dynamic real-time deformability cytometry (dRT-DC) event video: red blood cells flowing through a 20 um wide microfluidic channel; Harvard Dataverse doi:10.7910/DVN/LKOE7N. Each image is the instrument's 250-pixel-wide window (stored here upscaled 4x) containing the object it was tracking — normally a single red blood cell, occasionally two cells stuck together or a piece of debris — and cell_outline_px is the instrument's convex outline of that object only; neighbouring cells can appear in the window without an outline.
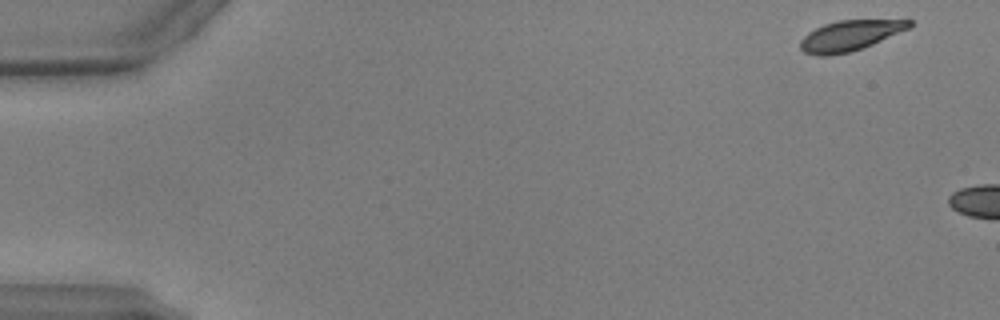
{"species": "common noctule bat (a hibernating species)", "species_latin": "Nyctalus noctula", "temperature_condition": "warm", "stored_images_in_passage": 5, "camera_frame_rate_fps": 3000, "um_per_image_px": 0.085, "animal": {"sex": "male", "body_mass_g": 17.9, "forearm_length_mm": 54.2}, "frame": {"image": 1, "passage_image": 2, "time_ms": 0.333, "image_size_px": [1000, 320], "cell_outline_px": [[912, 24], [908, 28], [872, 44], [852, 52], [828, 56], [816, 56], [804, 52], [800, 48], [800, 40], [808, 32], [824, 24], [840, 20], [912, 20]], "centroid_in_image_um": [72.18, 3.04], "position_along_channel_um": 12.8, "area_um2": 19.13}}